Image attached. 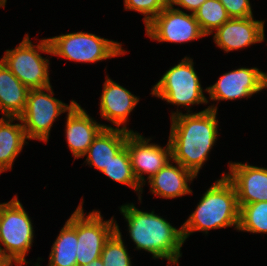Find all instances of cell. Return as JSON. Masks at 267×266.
Instances as JSON below:
<instances>
[{"label": "cell", "mask_w": 267, "mask_h": 266, "mask_svg": "<svg viewBox=\"0 0 267 266\" xmlns=\"http://www.w3.org/2000/svg\"><path fill=\"white\" fill-rule=\"evenodd\" d=\"M0 266H13V264L0 254Z\"/></svg>", "instance_id": "obj_29"}, {"label": "cell", "mask_w": 267, "mask_h": 266, "mask_svg": "<svg viewBox=\"0 0 267 266\" xmlns=\"http://www.w3.org/2000/svg\"><path fill=\"white\" fill-rule=\"evenodd\" d=\"M205 1L206 0H169V4L172 7L180 6L194 14Z\"/></svg>", "instance_id": "obj_28"}, {"label": "cell", "mask_w": 267, "mask_h": 266, "mask_svg": "<svg viewBox=\"0 0 267 266\" xmlns=\"http://www.w3.org/2000/svg\"><path fill=\"white\" fill-rule=\"evenodd\" d=\"M109 179L120 184L129 186L138 193V200L141 203L142 186L137 181L132 165L129 152L125 146L111 160V162L102 171Z\"/></svg>", "instance_id": "obj_22"}, {"label": "cell", "mask_w": 267, "mask_h": 266, "mask_svg": "<svg viewBox=\"0 0 267 266\" xmlns=\"http://www.w3.org/2000/svg\"><path fill=\"white\" fill-rule=\"evenodd\" d=\"M194 15L206 37L230 19L219 0H206Z\"/></svg>", "instance_id": "obj_23"}, {"label": "cell", "mask_w": 267, "mask_h": 266, "mask_svg": "<svg viewBox=\"0 0 267 266\" xmlns=\"http://www.w3.org/2000/svg\"><path fill=\"white\" fill-rule=\"evenodd\" d=\"M39 264H40V263L37 262V263L35 264V266H40ZM14 266H23V264H20V265H15V264H14Z\"/></svg>", "instance_id": "obj_32"}, {"label": "cell", "mask_w": 267, "mask_h": 266, "mask_svg": "<svg viewBox=\"0 0 267 266\" xmlns=\"http://www.w3.org/2000/svg\"><path fill=\"white\" fill-rule=\"evenodd\" d=\"M53 95L52 86L43 89H29L25 110L19 116L27 139L47 143L54 121L62 113L68 112L76 103L71 100L67 105Z\"/></svg>", "instance_id": "obj_9"}, {"label": "cell", "mask_w": 267, "mask_h": 266, "mask_svg": "<svg viewBox=\"0 0 267 266\" xmlns=\"http://www.w3.org/2000/svg\"><path fill=\"white\" fill-rule=\"evenodd\" d=\"M120 213L127 221L129 235L136 245V250H145L154 259H166L168 265L179 266L182 257L181 248L184 244L182 227L177 229L162 216L145 212L135 207V204H124Z\"/></svg>", "instance_id": "obj_2"}, {"label": "cell", "mask_w": 267, "mask_h": 266, "mask_svg": "<svg viewBox=\"0 0 267 266\" xmlns=\"http://www.w3.org/2000/svg\"><path fill=\"white\" fill-rule=\"evenodd\" d=\"M151 91L153 96L177 105V110L171 113V118L181 113L179 106L185 107L187 113H192L190 105L209 102L204 96L193 59L189 57H184L181 62L167 70Z\"/></svg>", "instance_id": "obj_4"}, {"label": "cell", "mask_w": 267, "mask_h": 266, "mask_svg": "<svg viewBox=\"0 0 267 266\" xmlns=\"http://www.w3.org/2000/svg\"><path fill=\"white\" fill-rule=\"evenodd\" d=\"M230 18H248L253 16L250 0H219Z\"/></svg>", "instance_id": "obj_27"}, {"label": "cell", "mask_w": 267, "mask_h": 266, "mask_svg": "<svg viewBox=\"0 0 267 266\" xmlns=\"http://www.w3.org/2000/svg\"><path fill=\"white\" fill-rule=\"evenodd\" d=\"M226 178L234 185L238 205L267 202V168L228 162Z\"/></svg>", "instance_id": "obj_13"}, {"label": "cell", "mask_w": 267, "mask_h": 266, "mask_svg": "<svg viewBox=\"0 0 267 266\" xmlns=\"http://www.w3.org/2000/svg\"><path fill=\"white\" fill-rule=\"evenodd\" d=\"M170 162L148 180L151 193L165 199L192 194L188 184L192 183L196 176L181 164L174 162L175 166Z\"/></svg>", "instance_id": "obj_17"}, {"label": "cell", "mask_w": 267, "mask_h": 266, "mask_svg": "<svg viewBox=\"0 0 267 266\" xmlns=\"http://www.w3.org/2000/svg\"><path fill=\"white\" fill-rule=\"evenodd\" d=\"M169 4V0H124V10L145 15V27Z\"/></svg>", "instance_id": "obj_26"}, {"label": "cell", "mask_w": 267, "mask_h": 266, "mask_svg": "<svg viewBox=\"0 0 267 266\" xmlns=\"http://www.w3.org/2000/svg\"><path fill=\"white\" fill-rule=\"evenodd\" d=\"M217 105L198 113L182 112L171 118L169 141L172 161L181 164L196 177L208 160L218 138Z\"/></svg>", "instance_id": "obj_1"}, {"label": "cell", "mask_w": 267, "mask_h": 266, "mask_svg": "<svg viewBox=\"0 0 267 266\" xmlns=\"http://www.w3.org/2000/svg\"><path fill=\"white\" fill-rule=\"evenodd\" d=\"M28 91L0 60V111L3 117H19L24 112Z\"/></svg>", "instance_id": "obj_19"}, {"label": "cell", "mask_w": 267, "mask_h": 266, "mask_svg": "<svg viewBox=\"0 0 267 266\" xmlns=\"http://www.w3.org/2000/svg\"><path fill=\"white\" fill-rule=\"evenodd\" d=\"M100 258L104 266H132V258L124 245L117 221L116 231L105 242Z\"/></svg>", "instance_id": "obj_25"}, {"label": "cell", "mask_w": 267, "mask_h": 266, "mask_svg": "<svg viewBox=\"0 0 267 266\" xmlns=\"http://www.w3.org/2000/svg\"><path fill=\"white\" fill-rule=\"evenodd\" d=\"M128 132L121 128H103L89 146L86 163L102 172L112 158L125 147Z\"/></svg>", "instance_id": "obj_18"}, {"label": "cell", "mask_w": 267, "mask_h": 266, "mask_svg": "<svg viewBox=\"0 0 267 266\" xmlns=\"http://www.w3.org/2000/svg\"><path fill=\"white\" fill-rule=\"evenodd\" d=\"M15 120H19L21 124H14ZM26 140L28 139L19 117L0 118V174L12 169L13 162L27 144Z\"/></svg>", "instance_id": "obj_20"}, {"label": "cell", "mask_w": 267, "mask_h": 266, "mask_svg": "<svg viewBox=\"0 0 267 266\" xmlns=\"http://www.w3.org/2000/svg\"><path fill=\"white\" fill-rule=\"evenodd\" d=\"M151 138H145L138 132H128L125 146L130 155L131 165L134 175L143 187L146 178H152L160 169H162L169 161H172L171 144L161 147L155 143H149Z\"/></svg>", "instance_id": "obj_12"}, {"label": "cell", "mask_w": 267, "mask_h": 266, "mask_svg": "<svg viewBox=\"0 0 267 266\" xmlns=\"http://www.w3.org/2000/svg\"><path fill=\"white\" fill-rule=\"evenodd\" d=\"M85 266H104L101 258L91 261L88 265Z\"/></svg>", "instance_id": "obj_30"}, {"label": "cell", "mask_w": 267, "mask_h": 266, "mask_svg": "<svg viewBox=\"0 0 267 266\" xmlns=\"http://www.w3.org/2000/svg\"><path fill=\"white\" fill-rule=\"evenodd\" d=\"M83 203L82 198L76 210L67 219L77 232V266L88 265L91 261L100 258L105 242L116 231L114 217L106 221L98 210L85 215Z\"/></svg>", "instance_id": "obj_8"}, {"label": "cell", "mask_w": 267, "mask_h": 266, "mask_svg": "<svg viewBox=\"0 0 267 266\" xmlns=\"http://www.w3.org/2000/svg\"><path fill=\"white\" fill-rule=\"evenodd\" d=\"M238 198L234 185L226 178L225 173L204 193L194 212L183 223L184 241L196 231L205 232L211 229L239 226Z\"/></svg>", "instance_id": "obj_3"}, {"label": "cell", "mask_w": 267, "mask_h": 266, "mask_svg": "<svg viewBox=\"0 0 267 266\" xmlns=\"http://www.w3.org/2000/svg\"><path fill=\"white\" fill-rule=\"evenodd\" d=\"M267 88V73L257 67L238 69L224 73L215 84L207 87L211 101L249 98Z\"/></svg>", "instance_id": "obj_11"}, {"label": "cell", "mask_w": 267, "mask_h": 266, "mask_svg": "<svg viewBox=\"0 0 267 266\" xmlns=\"http://www.w3.org/2000/svg\"><path fill=\"white\" fill-rule=\"evenodd\" d=\"M7 0H0V7H5Z\"/></svg>", "instance_id": "obj_31"}, {"label": "cell", "mask_w": 267, "mask_h": 266, "mask_svg": "<svg viewBox=\"0 0 267 266\" xmlns=\"http://www.w3.org/2000/svg\"><path fill=\"white\" fill-rule=\"evenodd\" d=\"M77 232L66 221L52 245L48 266H77Z\"/></svg>", "instance_id": "obj_21"}, {"label": "cell", "mask_w": 267, "mask_h": 266, "mask_svg": "<svg viewBox=\"0 0 267 266\" xmlns=\"http://www.w3.org/2000/svg\"><path fill=\"white\" fill-rule=\"evenodd\" d=\"M238 231L267 233V202L239 205Z\"/></svg>", "instance_id": "obj_24"}, {"label": "cell", "mask_w": 267, "mask_h": 266, "mask_svg": "<svg viewBox=\"0 0 267 266\" xmlns=\"http://www.w3.org/2000/svg\"><path fill=\"white\" fill-rule=\"evenodd\" d=\"M146 35L158 42L187 43L200 39L203 33L194 14L168 4L146 27Z\"/></svg>", "instance_id": "obj_10"}, {"label": "cell", "mask_w": 267, "mask_h": 266, "mask_svg": "<svg viewBox=\"0 0 267 266\" xmlns=\"http://www.w3.org/2000/svg\"><path fill=\"white\" fill-rule=\"evenodd\" d=\"M264 22L254 19V16L230 18L215 31L213 40L227 53L261 43L265 40Z\"/></svg>", "instance_id": "obj_14"}, {"label": "cell", "mask_w": 267, "mask_h": 266, "mask_svg": "<svg viewBox=\"0 0 267 266\" xmlns=\"http://www.w3.org/2000/svg\"><path fill=\"white\" fill-rule=\"evenodd\" d=\"M34 45L28 33L14 49L6 50L0 59L10 71L28 88L43 89L51 86L49 78L50 61L39 53L52 55L47 38Z\"/></svg>", "instance_id": "obj_6"}, {"label": "cell", "mask_w": 267, "mask_h": 266, "mask_svg": "<svg viewBox=\"0 0 267 266\" xmlns=\"http://www.w3.org/2000/svg\"><path fill=\"white\" fill-rule=\"evenodd\" d=\"M28 215L16 195L0 203V254L15 265L28 264L25 256L34 241L32 220Z\"/></svg>", "instance_id": "obj_5"}, {"label": "cell", "mask_w": 267, "mask_h": 266, "mask_svg": "<svg viewBox=\"0 0 267 266\" xmlns=\"http://www.w3.org/2000/svg\"><path fill=\"white\" fill-rule=\"evenodd\" d=\"M47 39L53 56L73 62L95 63L127 53L121 43L88 32L60 34Z\"/></svg>", "instance_id": "obj_7"}, {"label": "cell", "mask_w": 267, "mask_h": 266, "mask_svg": "<svg viewBox=\"0 0 267 266\" xmlns=\"http://www.w3.org/2000/svg\"><path fill=\"white\" fill-rule=\"evenodd\" d=\"M65 138L74 158H83L95 137L103 128H112L96 122L77 102L67 112Z\"/></svg>", "instance_id": "obj_15"}, {"label": "cell", "mask_w": 267, "mask_h": 266, "mask_svg": "<svg viewBox=\"0 0 267 266\" xmlns=\"http://www.w3.org/2000/svg\"><path fill=\"white\" fill-rule=\"evenodd\" d=\"M100 100L101 118L110 121L115 128L133 132L128 129L126 123L128 116L139 102L138 96L116 83L106 75Z\"/></svg>", "instance_id": "obj_16"}]
</instances>
